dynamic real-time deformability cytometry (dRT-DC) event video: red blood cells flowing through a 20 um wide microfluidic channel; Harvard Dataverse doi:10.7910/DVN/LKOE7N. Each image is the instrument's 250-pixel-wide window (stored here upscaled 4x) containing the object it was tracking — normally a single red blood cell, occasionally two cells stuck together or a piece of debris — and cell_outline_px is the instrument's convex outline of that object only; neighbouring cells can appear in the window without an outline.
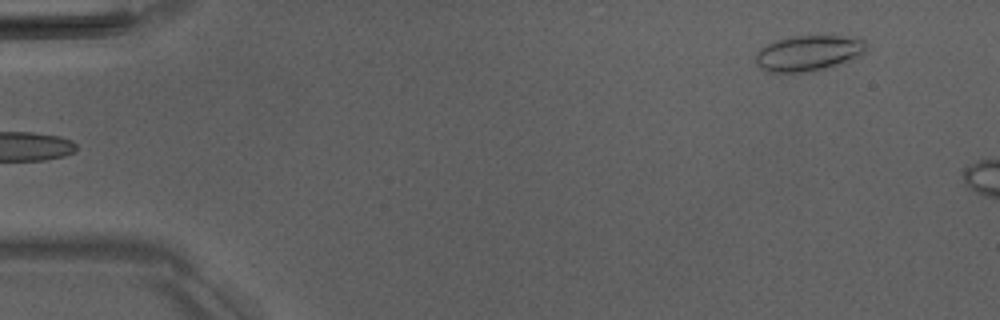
{"species": "Egyptian fruit bat (a non-hibernating species)", "species_latin": "Rousettus aegyptiacus", "temperature_condition": "room temperature", "stored_images_in_passage": 2, "camera_frame_rate_fps": 3000, "um_per_image_px": 0.085, "animal": {"sex": "male"}, "frame": {"image": 1, "passage_image": 2, "time_ms": 1.0, "image_size_px": [1000, 320], "cell_outline_px": [[864, 52], [860, 56], [812, 72], [768, 72], [760, 68], [756, 64], [756, 52], [760, 48], [776, 40], [796, 36], [840, 36], [864, 40]], "centroid_in_image_um": [68.65, 4.53], "position_along_channel_um": 16.4, "area_um2": 22.54}}